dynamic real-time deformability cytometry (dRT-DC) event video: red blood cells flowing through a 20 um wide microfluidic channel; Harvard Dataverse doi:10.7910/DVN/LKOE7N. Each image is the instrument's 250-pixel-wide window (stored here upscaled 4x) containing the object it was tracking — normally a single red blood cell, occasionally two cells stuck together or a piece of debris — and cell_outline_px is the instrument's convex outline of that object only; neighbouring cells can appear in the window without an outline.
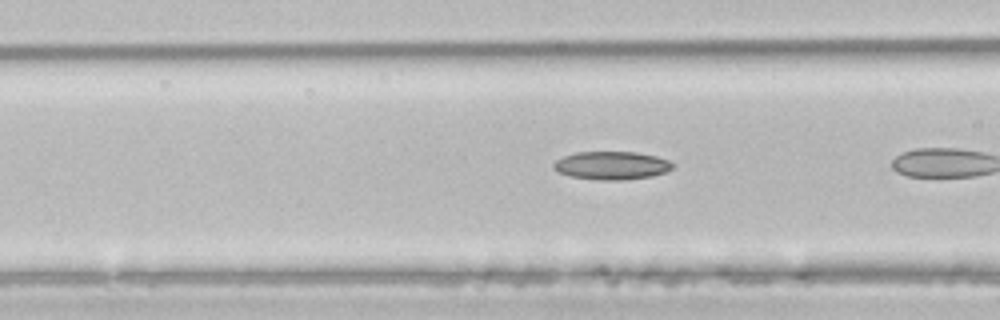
{"species": "common noctule bat (a hibernating species)", "species_latin": "Nyctalus noctula", "temperature_condition": "room temperature", "stored_images_in_passage": 7, "camera_frame_rate_fps": 3000, "um_per_image_px": 0.085, "animal": {"sex": "male", "body_mass_g": 21.5, "forearm_length_mm": 52.0}, "frame": {"image": 1, "passage_image": 5, "time_ms": 1.333, "image_size_px": [1000, 320], "cell_outline_px": [[676, 164], [672, 168], [664, 172], [652, 176], [624, 180], [596, 180], [572, 176], [556, 172], [552, 168], [552, 164], [556, 160], [564, 156], [576, 152], [636, 152], [656, 156], [668, 160]], "centroid_in_image_um": [51.97, 14.07], "position_along_channel_um": 114.6, "area_um2": 19.65}}